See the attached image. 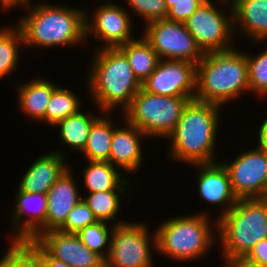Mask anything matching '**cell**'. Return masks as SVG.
Returning a JSON list of instances; mask_svg holds the SVG:
<instances>
[{
    "mask_svg": "<svg viewBox=\"0 0 267 267\" xmlns=\"http://www.w3.org/2000/svg\"><path fill=\"white\" fill-rule=\"evenodd\" d=\"M131 11L136 13V16H141L146 20V24L160 19H165L168 16V8L165 0H125Z\"/></svg>",
    "mask_w": 267,
    "mask_h": 267,
    "instance_id": "32",
    "label": "cell"
},
{
    "mask_svg": "<svg viewBox=\"0 0 267 267\" xmlns=\"http://www.w3.org/2000/svg\"><path fill=\"white\" fill-rule=\"evenodd\" d=\"M36 241L53 257L71 267H105V261L90 251L77 234L50 230Z\"/></svg>",
    "mask_w": 267,
    "mask_h": 267,
    "instance_id": "15",
    "label": "cell"
},
{
    "mask_svg": "<svg viewBox=\"0 0 267 267\" xmlns=\"http://www.w3.org/2000/svg\"><path fill=\"white\" fill-rule=\"evenodd\" d=\"M72 174L68 168L51 186L47 193L46 222L28 240H36L50 230H59L72 209L82 200Z\"/></svg>",
    "mask_w": 267,
    "mask_h": 267,
    "instance_id": "14",
    "label": "cell"
},
{
    "mask_svg": "<svg viewBox=\"0 0 267 267\" xmlns=\"http://www.w3.org/2000/svg\"><path fill=\"white\" fill-rule=\"evenodd\" d=\"M200 169L197 187L200 198L209 205L224 206L220 216L226 214L238 201L234 195L228 172L221 161L192 164ZM223 204V205H222ZM226 205V206H225Z\"/></svg>",
    "mask_w": 267,
    "mask_h": 267,
    "instance_id": "16",
    "label": "cell"
},
{
    "mask_svg": "<svg viewBox=\"0 0 267 267\" xmlns=\"http://www.w3.org/2000/svg\"><path fill=\"white\" fill-rule=\"evenodd\" d=\"M217 235L224 258L246 255L267 239V198L238 199L226 214L218 216Z\"/></svg>",
    "mask_w": 267,
    "mask_h": 267,
    "instance_id": "6",
    "label": "cell"
},
{
    "mask_svg": "<svg viewBox=\"0 0 267 267\" xmlns=\"http://www.w3.org/2000/svg\"><path fill=\"white\" fill-rule=\"evenodd\" d=\"M246 256L263 267H267V239L261 240L255 244Z\"/></svg>",
    "mask_w": 267,
    "mask_h": 267,
    "instance_id": "35",
    "label": "cell"
},
{
    "mask_svg": "<svg viewBox=\"0 0 267 267\" xmlns=\"http://www.w3.org/2000/svg\"><path fill=\"white\" fill-rule=\"evenodd\" d=\"M19 87V88H18ZM58 86L45 78H34L17 86L20 110L29 118L45 122V112L53 91Z\"/></svg>",
    "mask_w": 267,
    "mask_h": 267,
    "instance_id": "21",
    "label": "cell"
},
{
    "mask_svg": "<svg viewBox=\"0 0 267 267\" xmlns=\"http://www.w3.org/2000/svg\"><path fill=\"white\" fill-rule=\"evenodd\" d=\"M88 70V90L99 111L125 110L141 89L126 56L118 48H96ZM95 100V101H94Z\"/></svg>",
    "mask_w": 267,
    "mask_h": 267,
    "instance_id": "3",
    "label": "cell"
},
{
    "mask_svg": "<svg viewBox=\"0 0 267 267\" xmlns=\"http://www.w3.org/2000/svg\"><path fill=\"white\" fill-rule=\"evenodd\" d=\"M11 240L0 267H43V247L36 240Z\"/></svg>",
    "mask_w": 267,
    "mask_h": 267,
    "instance_id": "26",
    "label": "cell"
},
{
    "mask_svg": "<svg viewBox=\"0 0 267 267\" xmlns=\"http://www.w3.org/2000/svg\"><path fill=\"white\" fill-rule=\"evenodd\" d=\"M105 116V117H104ZM113 117L103 112L91 126L86 146L81 152L89 161H108L113 137Z\"/></svg>",
    "mask_w": 267,
    "mask_h": 267,
    "instance_id": "24",
    "label": "cell"
},
{
    "mask_svg": "<svg viewBox=\"0 0 267 267\" xmlns=\"http://www.w3.org/2000/svg\"><path fill=\"white\" fill-rule=\"evenodd\" d=\"M223 261L225 262L224 267H263L246 255L226 257Z\"/></svg>",
    "mask_w": 267,
    "mask_h": 267,
    "instance_id": "36",
    "label": "cell"
},
{
    "mask_svg": "<svg viewBox=\"0 0 267 267\" xmlns=\"http://www.w3.org/2000/svg\"><path fill=\"white\" fill-rule=\"evenodd\" d=\"M216 2L219 3V7L229 5L230 10L228 11H231V15L227 16V13L225 14L223 10H220L221 8H218L217 3H213L212 0H206L185 22L187 30L192 34L196 44L204 54L234 48L233 45H230L236 36L234 35L231 1L217 0Z\"/></svg>",
    "mask_w": 267,
    "mask_h": 267,
    "instance_id": "8",
    "label": "cell"
},
{
    "mask_svg": "<svg viewBox=\"0 0 267 267\" xmlns=\"http://www.w3.org/2000/svg\"><path fill=\"white\" fill-rule=\"evenodd\" d=\"M206 0H165L169 10L167 19L186 22Z\"/></svg>",
    "mask_w": 267,
    "mask_h": 267,
    "instance_id": "34",
    "label": "cell"
},
{
    "mask_svg": "<svg viewBox=\"0 0 267 267\" xmlns=\"http://www.w3.org/2000/svg\"><path fill=\"white\" fill-rule=\"evenodd\" d=\"M143 37L161 60H186L197 65L204 56L184 22L167 18L152 21L145 25Z\"/></svg>",
    "mask_w": 267,
    "mask_h": 267,
    "instance_id": "10",
    "label": "cell"
},
{
    "mask_svg": "<svg viewBox=\"0 0 267 267\" xmlns=\"http://www.w3.org/2000/svg\"><path fill=\"white\" fill-rule=\"evenodd\" d=\"M9 29H10V27H9V28H7V27L5 28V27H4L3 29L1 28V29H0V38H1V37H2V36H3Z\"/></svg>",
    "mask_w": 267,
    "mask_h": 267,
    "instance_id": "40",
    "label": "cell"
},
{
    "mask_svg": "<svg viewBox=\"0 0 267 267\" xmlns=\"http://www.w3.org/2000/svg\"><path fill=\"white\" fill-rule=\"evenodd\" d=\"M234 32L256 43L267 40V0H230ZM237 25V26H236ZM236 28H238L236 30Z\"/></svg>",
    "mask_w": 267,
    "mask_h": 267,
    "instance_id": "20",
    "label": "cell"
},
{
    "mask_svg": "<svg viewBox=\"0 0 267 267\" xmlns=\"http://www.w3.org/2000/svg\"><path fill=\"white\" fill-rule=\"evenodd\" d=\"M126 191H99L89 193L87 197H82L89 209L93 212L97 221L107 222L111 219H117L118 211L122 205L120 202L121 194Z\"/></svg>",
    "mask_w": 267,
    "mask_h": 267,
    "instance_id": "29",
    "label": "cell"
},
{
    "mask_svg": "<svg viewBox=\"0 0 267 267\" xmlns=\"http://www.w3.org/2000/svg\"><path fill=\"white\" fill-rule=\"evenodd\" d=\"M83 179L88 193L99 191H127L130 181L118 172L119 169L108 161H87ZM127 185V186H126ZM126 187V188H125Z\"/></svg>",
    "mask_w": 267,
    "mask_h": 267,
    "instance_id": "22",
    "label": "cell"
},
{
    "mask_svg": "<svg viewBox=\"0 0 267 267\" xmlns=\"http://www.w3.org/2000/svg\"><path fill=\"white\" fill-rule=\"evenodd\" d=\"M249 90L261 97L267 95V49L254 56L246 53Z\"/></svg>",
    "mask_w": 267,
    "mask_h": 267,
    "instance_id": "31",
    "label": "cell"
},
{
    "mask_svg": "<svg viewBox=\"0 0 267 267\" xmlns=\"http://www.w3.org/2000/svg\"><path fill=\"white\" fill-rule=\"evenodd\" d=\"M94 10L93 17L85 10V37L93 33V38L105 42L102 48H117L135 39L132 37V17L123 6L105 2Z\"/></svg>",
    "mask_w": 267,
    "mask_h": 267,
    "instance_id": "12",
    "label": "cell"
},
{
    "mask_svg": "<svg viewBox=\"0 0 267 267\" xmlns=\"http://www.w3.org/2000/svg\"><path fill=\"white\" fill-rule=\"evenodd\" d=\"M149 230L141 221L114 225L105 267H152L150 248L156 251V234L154 230L149 237Z\"/></svg>",
    "mask_w": 267,
    "mask_h": 267,
    "instance_id": "9",
    "label": "cell"
},
{
    "mask_svg": "<svg viewBox=\"0 0 267 267\" xmlns=\"http://www.w3.org/2000/svg\"><path fill=\"white\" fill-rule=\"evenodd\" d=\"M123 122L126 123L124 128L114 126L108 162L118 169L121 167L120 170L136 173L143 164L141 139L147 136L134 125Z\"/></svg>",
    "mask_w": 267,
    "mask_h": 267,
    "instance_id": "18",
    "label": "cell"
},
{
    "mask_svg": "<svg viewBox=\"0 0 267 267\" xmlns=\"http://www.w3.org/2000/svg\"><path fill=\"white\" fill-rule=\"evenodd\" d=\"M80 97L71 90L58 87L53 91L45 112V122L55 126L59 121L81 110Z\"/></svg>",
    "mask_w": 267,
    "mask_h": 267,
    "instance_id": "27",
    "label": "cell"
},
{
    "mask_svg": "<svg viewBox=\"0 0 267 267\" xmlns=\"http://www.w3.org/2000/svg\"><path fill=\"white\" fill-rule=\"evenodd\" d=\"M258 147L267 148V117L258 128Z\"/></svg>",
    "mask_w": 267,
    "mask_h": 267,
    "instance_id": "38",
    "label": "cell"
},
{
    "mask_svg": "<svg viewBox=\"0 0 267 267\" xmlns=\"http://www.w3.org/2000/svg\"><path fill=\"white\" fill-rule=\"evenodd\" d=\"M222 164L238 199L267 198V148L247 150Z\"/></svg>",
    "mask_w": 267,
    "mask_h": 267,
    "instance_id": "11",
    "label": "cell"
},
{
    "mask_svg": "<svg viewBox=\"0 0 267 267\" xmlns=\"http://www.w3.org/2000/svg\"><path fill=\"white\" fill-rule=\"evenodd\" d=\"M18 45L24 46V36L16 25L0 38V79L16 71L20 61Z\"/></svg>",
    "mask_w": 267,
    "mask_h": 267,
    "instance_id": "30",
    "label": "cell"
},
{
    "mask_svg": "<svg viewBox=\"0 0 267 267\" xmlns=\"http://www.w3.org/2000/svg\"><path fill=\"white\" fill-rule=\"evenodd\" d=\"M15 196L11 218L12 230H15L11 231L14 232L11 236L12 239H29L46 222L47 194L30 193L18 188Z\"/></svg>",
    "mask_w": 267,
    "mask_h": 267,
    "instance_id": "17",
    "label": "cell"
},
{
    "mask_svg": "<svg viewBox=\"0 0 267 267\" xmlns=\"http://www.w3.org/2000/svg\"><path fill=\"white\" fill-rule=\"evenodd\" d=\"M140 37L117 48L126 56L134 76L142 83L154 72L161 59L143 35Z\"/></svg>",
    "mask_w": 267,
    "mask_h": 267,
    "instance_id": "23",
    "label": "cell"
},
{
    "mask_svg": "<svg viewBox=\"0 0 267 267\" xmlns=\"http://www.w3.org/2000/svg\"><path fill=\"white\" fill-rule=\"evenodd\" d=\"M193 99L153 94L141 88L122 111V116L147 138L166 139L175 130L186 105Z\"/></svg>",
    "mask_w": 267,
    "mask_h": 267,
    "instance_id": "7",
    "label": "cell"
},
{
    "mask_svg": "<svg viewBox=\"0 0 267 267\" xmlns=\"http://www.w3.org/2000/svg\"><path fill=\"white\" fill-rule=\"evenodd\" d=\"M128 221L120 219L113 223L110 228L107 222L97 221L94 224L80 230L77 235L81 242L92 252L99 255L104 261L107 259L110 252L111 236L114 230V225H121ZM107 246V248H105ZM106 250H103V249Z\"/></svg>",
    "mask_w": 267,
    "mask_h": 267,
    "instance_id": "28",
    "label": "cell"
},
{
    "mask_svg": "<svg viewBox=\"0 0 267 267\" xmlns=\"http://www.w3.org/2000/svg\"><path fill=\"white\" fill-rule=\"evenodd\" d=\"M63 154V151L56 150L35 159L30 167L26 168L18 188L30 193L47 194L51 186L69 168Z\"/></svg>",
    "mask_w": 267,
    "mask_h": 267,
    "instance_id": "19",
    "label": "cell"
},
{
    "mask_svg": "<svg viewBox=\"0 0 267 267\" xmlns=\"http://www.w3.org/2000/svg\"><path fill=\"white\" fill-rule=\"evenodd\" d=\"M210 222L204 212L168 218L155 230L156 250L176 262L201 259L218 240L217 220L215 233Z\"/></svg>",
    "mask_w": 267,
    "mask_h": 267,
    "instance_id": "5",
    "label": "cell"
},
{
    "mask_svg": "<svg viewBox=\"0 0 267 267\" xmlns=\"http://www.w3.org/2000/svg\"><path fill=\"white\" fill-rule=\"evenodd\" d=\"M43 265L45 267H71L61 260L53 258L44 248H43Z\"/></svg>",
    "mask_w": 267,
    "mask_h": 267,
    "instance_id": "37",
    "label": "cell"
},
{
    "mask_svg": "<svg viewBox=\"0 0 267 267\" xmlns=\"http://www.w3.org/2000/svg\"><path fill=\"white\" fill-rule=\"evenodd\" d=\"M247 90V56L238 48L205 53L196 65L195 100L223 107Z\"/></svg>",
    "mask_w": 267,
    "mask_h": 267,
    "instance_id": "4",
    "label": "cell"
},
{
    "mask_svg": "<svg viewBox=\"0 0 267 267\" xmlns=\"http://www.w3.org/2000/svg\"><path fill=\"white\" fill-rule=\"evenodd\" d=\"M24 8L29 11L27 17L21 18L17 26L22 30L24 45L37 47L69 46L84 43L85 11L49 2ZM32 7V8H31Z\"/></svg>",
    "mask_w": 267,
    "mask_h": 267,
    "instance_id": "2",
    "label": "cell"
},
{
    "mask_svg": "<svg viewBox=\"0 0 267 267\" xmlns=\"http://www.w3.org/2000/svg\"><path fill=\"white\" fill-rule=\"evenodd\" d=\"M29 2H31L30 0H0V5H1V9H6L7 11L13 9V7L15 8L16 6H21L22 8H24Z\"/></svg>",
    "mask_w": 267,
    "mask_h": 267,
    "instance_id": "39",
    "label": "cell"
},
{
    "mask_svg": "<svg viewBox=\"0 0 267 267\" xmlns=\"http://www.w3.org/2000/svg\"><path fill=\"white\" fill-rule=\"evenodd\" d=\"M141 88L158 95L194 98L196 64L186 60H160L154 72L141 83Z\"/></svg>",
    "mask_w": 267,
    "mask_h": 267,
    "instance_id": "13",
    "label": "cell"
},
{
    "mask_svg": "<svg viewBox=\"0 0 267 267\" xmlns=\"http://www.w3.org/2000/svg\"><path fill=\"white\" fill-rule=\"evenodd\" d=\"M221 108L214 103L191 100L175 130L167 137L171 141L168 158L191 165L215 162Z\"/></svg>",
    "mask_w": 267,
    "mask_h": 267,
    "instance_id": "1",
    "label": "cell"
},
{
    "mask_svg": "<svg viewBox=\"0 0 267 267\" xmlns=\"http://www.w3.org/2000/svg\"><path fill=\"white\" fill-rule=\"evenodd\" d=\"M98 115L85 114V111L79 110L76 114L59 121L55 126H59L58 132L62 143L68 148L71 147L73 151L82 152L86 146L90 128L101 114Z\"/></svg>",
    "mask_w": 267,
    "mask_h": 267,
    "instance_id": "25",
    "label": "cell"
},
{
    "mask_svg": "<svg viewBox=\"0 0 267 267\" xmlns=\"http://www.w3.org/2000/svg\"><path fill=\"white\" fill-rule=\"evenodd\" d=\"M96 222L97 219L93 212L82 199L69 213L67 221L59 230L65 233L77 234L83 228Z\"/></svg>",
    "mask_w": 267,
    "mask_h": 267,
    "instance_id": "33",
    "label": "cell"
}]
</instances>
